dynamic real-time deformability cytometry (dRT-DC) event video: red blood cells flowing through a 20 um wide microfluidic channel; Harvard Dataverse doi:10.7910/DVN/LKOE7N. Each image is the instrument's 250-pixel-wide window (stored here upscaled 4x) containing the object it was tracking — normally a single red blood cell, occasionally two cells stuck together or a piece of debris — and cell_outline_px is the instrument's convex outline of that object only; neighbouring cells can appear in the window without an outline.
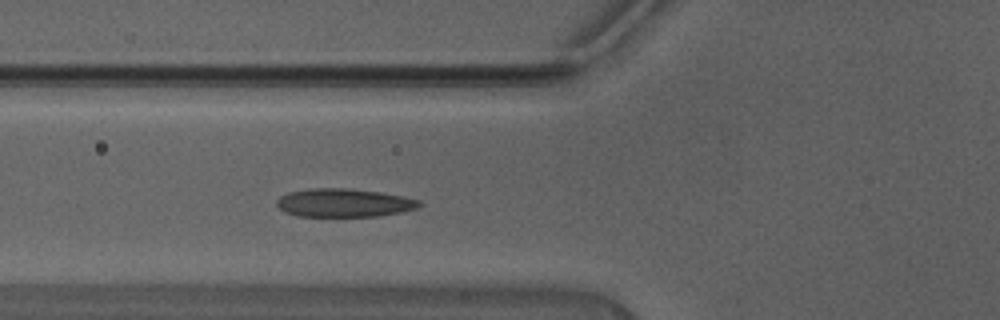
{"species": "Egyptian fruit bat (a non-hibernating species)", "species_latin": "Rousettus aegyptiacus", "temperature_condition": "warm", "stored_images_in_passage": 40, "camera_frame_rate_fps": 3000, "um_per_image_px": 0.085, "animal": {"sex": "male"}, "frame": {"image": 1, "passage_image": 12, "time_ms": 3.667, "image_size_px": [1000, 320], "cell_outline_px": [[424, 204], [416, 208], [400, 212], [380, 216], [296, 216], [284, 212], [276, 204], [276, 200], [280, 196], [288, 192], [312, 188], [352, 188], [380, 192], [404, 196], [420, 200]], "centroid_in_image_um": [29.24, 17.23], "position_along_channel_um": 96.6, "area_um2": 23.76}}
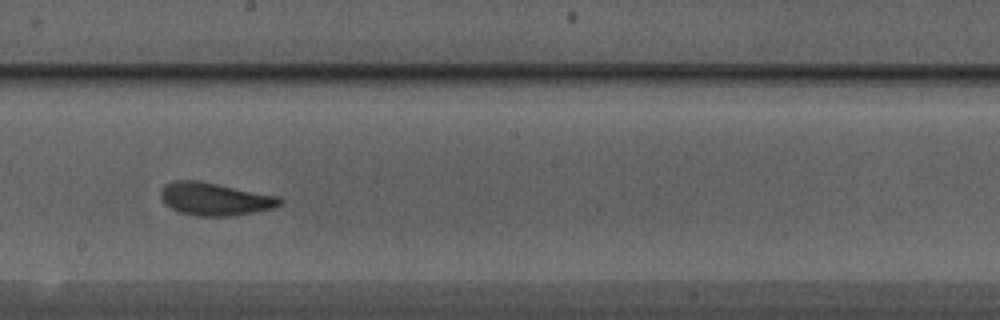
{"frame": {"image": 2, "passage_image": 21, "time_ms": 6.667, "image_size_px": [1000, 320], "cell_outline_px": [[284, 204], [272, 208], [236, 216], [200, 216], [180, 212], [164, 204], [160, 196], [160, 192], [164, 184], [176, 180], [200, 180], [280, 196], [284, 200]], "centroid_in_image_um": [18.3, 16.9], "position_along_channel_um": 229.9, "area_um2": 23.12}}
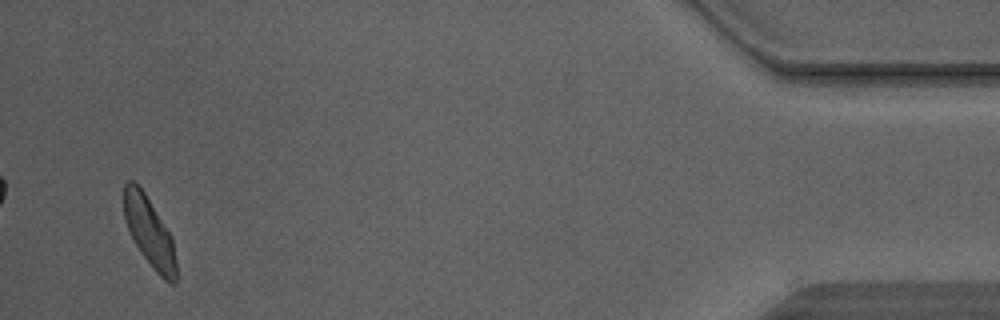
{"frame": {"image": 3, "passage_image": 39, "time_ms": 12.667, "image_size_px": [1000, 320], "cell_outline_px": [[176, 284], [172, 284], [164, 280], [152, 268], [140, 252], [124, 220], [124, 184], [128, 180], [136, 180], [144, 192], [172, 236], [176, 260]], "centroid_in_image_um": [12.7, 19.72], "position_along_channel_um": 422.5, "area_um2": 21.21}}